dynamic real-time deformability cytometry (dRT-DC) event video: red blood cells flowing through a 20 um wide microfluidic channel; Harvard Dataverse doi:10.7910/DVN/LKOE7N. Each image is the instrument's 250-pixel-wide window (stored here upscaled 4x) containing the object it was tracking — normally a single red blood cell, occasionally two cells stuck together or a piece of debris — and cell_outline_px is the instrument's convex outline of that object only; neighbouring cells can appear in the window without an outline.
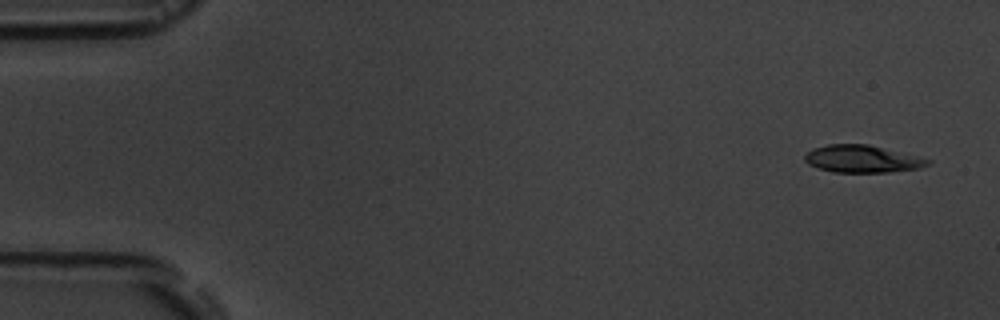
{"species": "common noctule bat (a hibernating species)", "species_latin": "Nyctalus noctula", "temperature_condition": "room temperature", "stored_images_in_passage": 5, "camera_frame_rate_fps": 3000, "um_per_image_px": 0.085, "animal": {"sex": "male", "body_mass_g": 19.5, "forearm_length_mm": 54.6}, "frame": {"image": 1, "passage_image": 1, "time_ms": 0.0, "image_size_px": [1000, 320], "cell_outline_px": [[932, 160], [928, 164], [920, 168], [888, 172], [832, 172], [808, 164], [804, 160], [804, 156], [812, 148], [828, 144], [868, 144]], "centroid_in_image_um": [73.25, 13.5], "position_along_channel_um": 11.7, "area_um2": 19.42}}
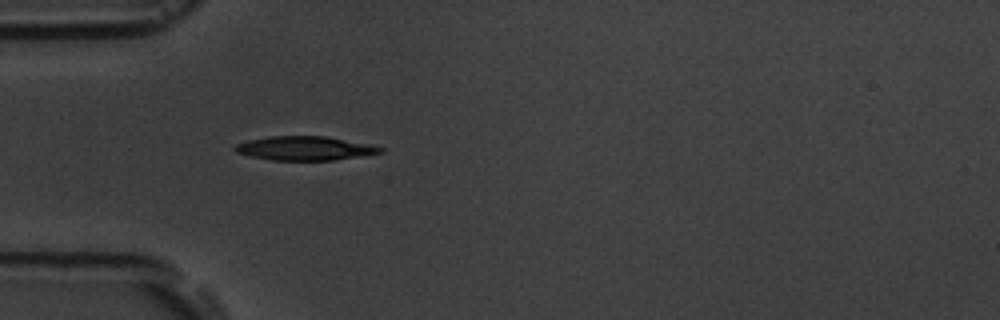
{"frame": {"image": 2, "passage_image": 5, "time_ms": 4.667, "image_size_px": [1000, 320], "cell_outline_px": [[384, 152], [360, 156], [332, 160], [272, 160], [252, 156], [236, 152], [232, 148], [236, 144], [248, 140], [272, 136], [324, 136], [376, 144], [384, 148]], "centroid_in_image_um": [25.98, 12.59], "position_along_channel_um": 59.0, "area_um2": 20.4}}